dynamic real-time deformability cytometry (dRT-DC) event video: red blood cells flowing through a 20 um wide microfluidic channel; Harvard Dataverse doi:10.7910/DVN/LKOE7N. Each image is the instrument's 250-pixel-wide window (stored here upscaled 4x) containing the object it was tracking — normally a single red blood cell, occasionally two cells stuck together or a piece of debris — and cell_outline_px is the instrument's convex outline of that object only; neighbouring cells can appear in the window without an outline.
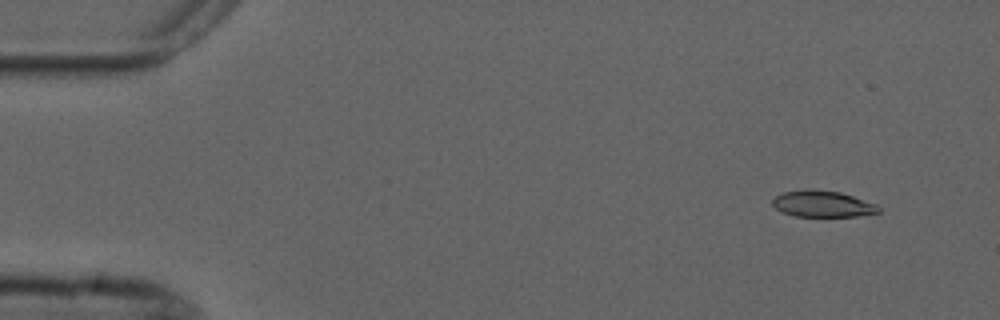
{"species": "common noctule bat (a hibernating species)", "species_latin": "Nyctalus noctula", "temperature_condition": "cold", "stored_images_in_passage": 4, "camera_frame_rate_fps": 3000, "um_per_image_px": 0.085, "animal": {"sex": "male", "forearm_length_mm": 52.5}, "frame": {"image": 1, "passage_image": 1, "time_ms": 0.0, "image_size_px": [1000, 320], "cell_outline_px": [[880, 212], [856, 216], [796, 216], [784, 212], [776, 208], [772, 204], [772, 200], [776, 196], [784, 192], [804, 188], [812, 188], [840, 192], [876, 204], [880, 208]], "centroid_in_image_um": [69.9, 17.31], "position_along_channel_um": 15.1, "area_um2": 16.24}}
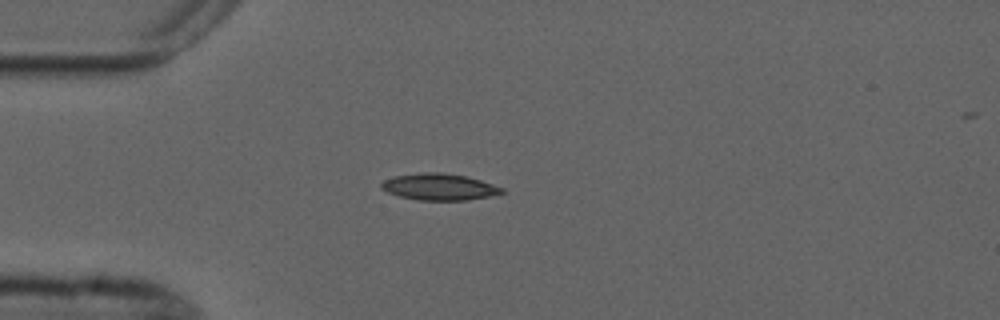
{"frame": {"image": 2, "passage_image": 4, "time_ms": 3.333, "image_size_px": [1000, 320], "cell_outline_px": [[504, 192], [488, 196], [464, 200], [420, 200], [400, 196], [388, 192], [380, 188], [380, 184], [384, 180], [392, 176], [424, 172], [440, 172], [468, 176], [504, 188]], "centroid_in_image_um": [37.3, 15.87], "position_along_channel_um": 47.7, "area_um2": 18.55}}